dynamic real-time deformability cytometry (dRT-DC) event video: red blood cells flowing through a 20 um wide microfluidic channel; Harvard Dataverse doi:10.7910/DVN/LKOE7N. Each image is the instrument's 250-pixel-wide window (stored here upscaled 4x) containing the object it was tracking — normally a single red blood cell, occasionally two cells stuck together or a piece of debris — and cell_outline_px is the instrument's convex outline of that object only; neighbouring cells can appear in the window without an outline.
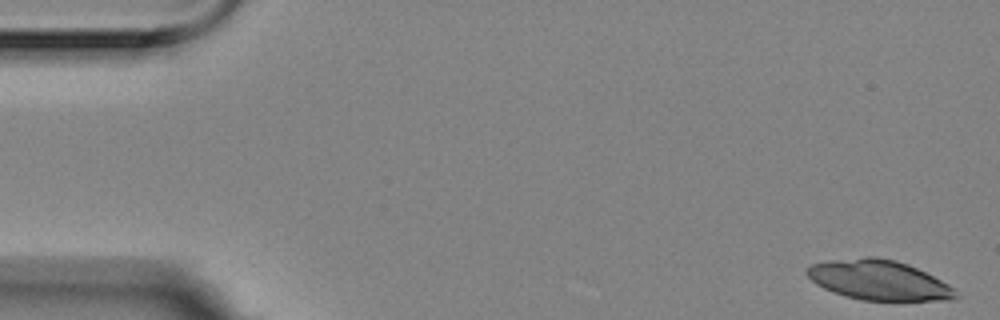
{"species": "Egyptian fruit bat (a non-hibernating species)", "species_latin": "Rousettus aegyptiacus", "temperature_condition": "room temperature", "stored_images_in_passage": 4, "camera_frame_rate_fps": 3000, "um_per_image_px": 0.085, "animal": {"sex": "female"}, "frame": {"image": 1, "passage_image": 1, "time_ms": 0.0, "image_size_px": [1000, 320], "cell_outline_px": [[960, 296], [956, 300], [860, 300], [844, 296], [824, 288], [816, 284], [808, 276], [808, 268], [812, 264], [828, 260], [864, 256], [876, 256], [896, 260], [908, 264], [948, 284]], "centroid_in_image_um": [74.7, 23.8], "position_along_channel_um": 10.3, "area_um2": 34.45}}